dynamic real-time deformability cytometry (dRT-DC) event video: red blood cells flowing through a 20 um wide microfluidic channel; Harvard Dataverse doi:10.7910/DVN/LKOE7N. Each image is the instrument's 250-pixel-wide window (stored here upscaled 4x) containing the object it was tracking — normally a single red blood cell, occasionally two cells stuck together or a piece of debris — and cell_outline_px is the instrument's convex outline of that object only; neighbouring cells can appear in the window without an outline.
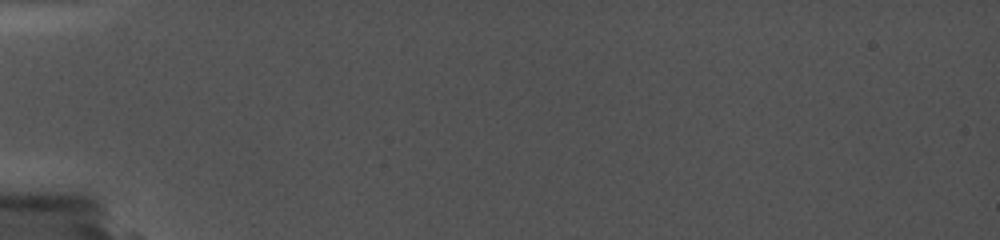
{"species": "common noctule bat (a hibernating species)", "species_latin": "Nyctalus noctula", "temperature_condition": "cold", "stored_images_in_passage": 3, "camera_frame_rate_fps": 5000, "um_per_image_px": 0.085, "animal": {"sex": "female", "body_mass_g": 19.0, "forearm_length_mm": 56.7}, "frame": {"image": 1, "passage_image": 2, "time_ms": 0.2, "image_size_px": [1000, 240], "cell_outline_px": [[672, 136], [648, 140], [512, 136], [504, 132], [504, 128], [512, 124], [552, 124], [648, 128], [672, 132]], "centroid_in_image_um": [49.72, 11.21], "position_along_channel_um": 35.3, "area_um2": 14.22}}